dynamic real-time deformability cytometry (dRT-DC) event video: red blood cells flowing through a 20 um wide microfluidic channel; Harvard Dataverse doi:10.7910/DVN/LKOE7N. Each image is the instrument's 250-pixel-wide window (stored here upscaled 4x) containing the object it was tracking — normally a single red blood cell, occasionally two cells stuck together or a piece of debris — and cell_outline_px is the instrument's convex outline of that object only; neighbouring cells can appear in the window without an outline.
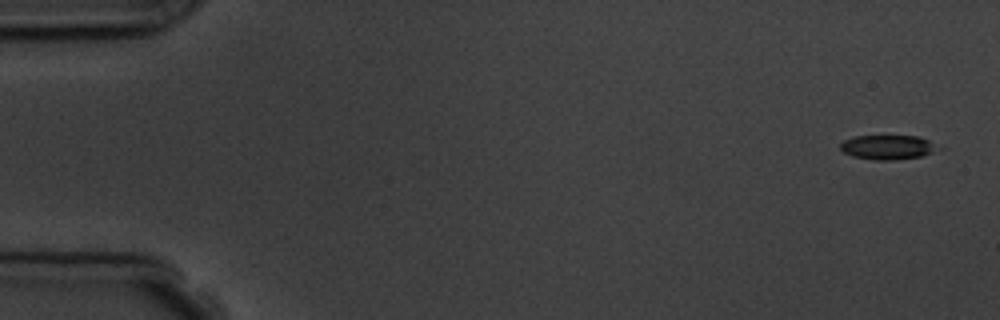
{"species": "common noctule bat (a hibernating species)", "species_latin": "Nyctalus noctula", "temperature_condition": "room temperature", "stored_images_in_passage": 6, "camera_frame_rate_fps": 3000, "um_per_image_px": 0.085, "animal": {"sex": "male", "body_mass_g": 19.5, "forearm_length_mm": 54.6}, "frame": {"image": 1, "passage_image": 1, "time_ms": 0.0, "image_size_px": [1000, 320], "cell_outline_px": [[944, 148], [920, 156], [892, 160], [876, 160], [852, 156], [844, 152], [840, 148], [840, 144], [844, 140], [856, 136], [920, 136]], "centroid_in_image_um": [75.49, 12.51], "position_along_channel_um": 9.5, "area_um2": 13.87}}